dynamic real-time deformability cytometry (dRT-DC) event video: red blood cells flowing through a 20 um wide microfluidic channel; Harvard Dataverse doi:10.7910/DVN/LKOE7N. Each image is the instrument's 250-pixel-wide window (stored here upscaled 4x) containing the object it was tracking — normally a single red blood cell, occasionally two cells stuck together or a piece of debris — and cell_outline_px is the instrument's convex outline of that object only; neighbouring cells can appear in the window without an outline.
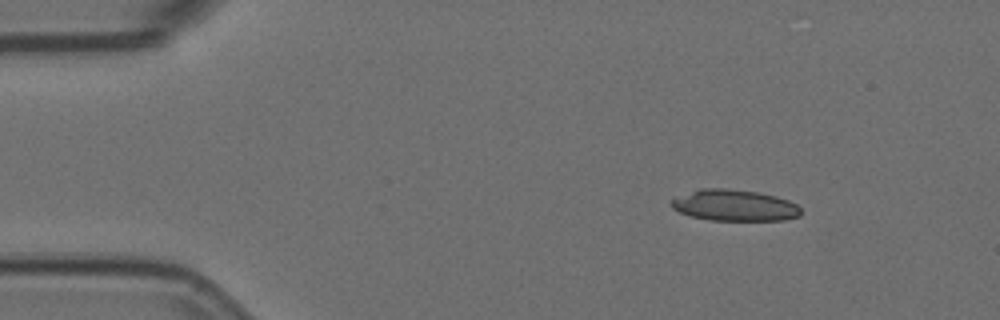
{"species": "Egyptian fruit bat (a non-hibernating species)", "species_latin": "Rousettus aegyptiacus", "temperature_condition": "room temperature", "stored_images_in_passage": 13, "camera_frame_rate_fps": 3000, "um_per_image_px": 0.085, "animal": {"sex": "female"}, "frame": {"image": 1, "passage_image": 1, "time_ms": 0.0, "image_size_px": [1000, 320], "cell_outline_px": [[800, 216], [784, 220], [708, 220], [692, 216], [680, 212], [672, 208], [672, 200], [700, 188], [728, 188], [760, 192], [776, 196], [788, 200], [796, 204], [800, 208]], "centroid_in_image_um": [62.47, 17.45], "position_along_channel_um": 22.5, "area_um2": 23.47}}
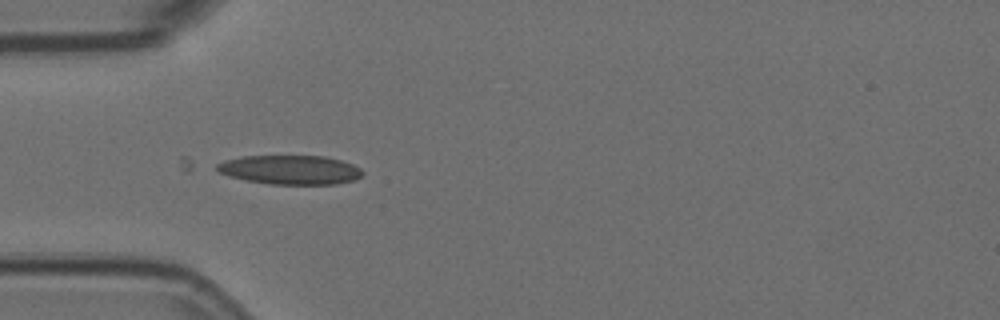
{"frame": {"image": 2, "passage_image": 3, "time_ms": 0.667, "image_size_px": [1000, 320], "cell_outline_px": [[364, 172], [360, 176], [352, 180], [336, 184], [268, 184], [228, 176], [216, 172], [216, 164], [224, 160], [240, 156], [324, 156], [340, 160], [352, 164], [360, 168]], "centroid_in_image_um": [24.61, 14.43], "position_along_channel_um": 60.4, "area_um2": 24.74}}
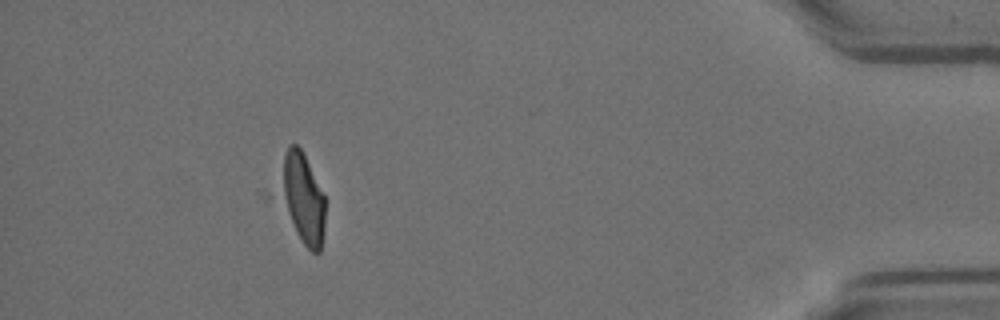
{"frame": {"image": 3, "passage_image": 12, "time_ms": 3.667, "image_size_px": [1000, 320], "cell_outline_px": [[324, 232], [320, 252], [312, 252], [264, 204], [256, 192], [288, 144], [296, 144], [300, 148], [324, 196]], "centroid_in_image_um": [25.13, 16.77], "position_along_channel_um": 410.1, "area_um2": 30.87}}